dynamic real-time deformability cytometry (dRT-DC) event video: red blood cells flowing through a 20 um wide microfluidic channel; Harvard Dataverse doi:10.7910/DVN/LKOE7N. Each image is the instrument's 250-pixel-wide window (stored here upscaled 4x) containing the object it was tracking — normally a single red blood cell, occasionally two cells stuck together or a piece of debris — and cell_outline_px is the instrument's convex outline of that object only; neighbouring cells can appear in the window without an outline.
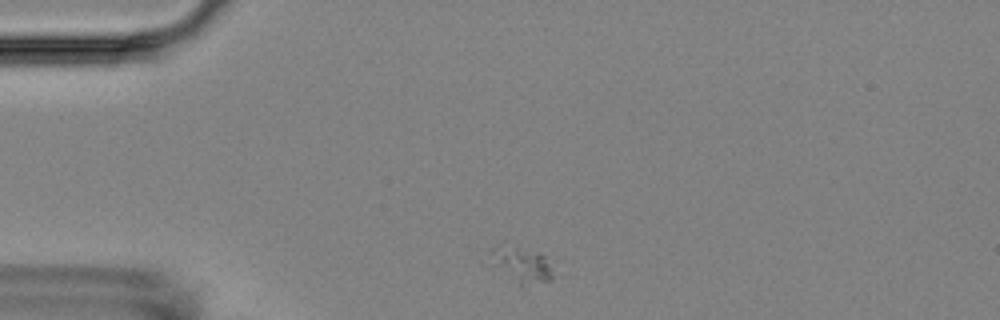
{"species": "Egyptian fruit bat (a non-hibernating species)", "species_latin": "Rousettus aegyptiacus", "temperature_condition": "room temperature", "stored_images_in_passage": 2, "camera_frame_rate_fps": 3000, "um_per_image_px": 0.085, "animal": {"sex": "female"}, "frame": {"image": 1, "passage_image": 1, "time_ms": 0.0, "image_size_px": [1000, 320], "cell_outline_px": [[552, 280], [524, 292], [492, 252], [492, 248], [504, 240], [544, 256], [548, 264], [552, 276]], "centroid_in_image_um": [44.47, 22.54], "position_along_channel_um": 40.5, "area_um2": 12.6}}